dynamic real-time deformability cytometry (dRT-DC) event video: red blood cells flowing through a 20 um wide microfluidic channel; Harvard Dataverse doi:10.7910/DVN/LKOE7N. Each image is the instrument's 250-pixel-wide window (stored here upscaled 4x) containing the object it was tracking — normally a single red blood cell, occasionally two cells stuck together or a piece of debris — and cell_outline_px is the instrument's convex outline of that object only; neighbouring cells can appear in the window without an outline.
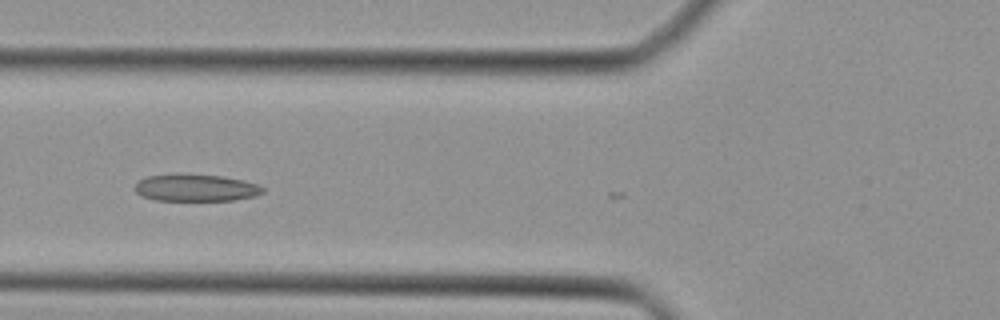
{"species": "Egyptian fruit bat (a non-hibernating species)", "species_latin": "Rousettus aegyptiacus", "temperature_condition": "cold", "stored_images_in_passage": 17, "camera_frame_rate_fps": 3000, "um_per_image_px": 0.085, "animal": {"sex": "female"}, "frame": {"image": 1, "passage_image": 16, "time_ms": 5.0, "image_size_px": [1000, 320], "cell_outline_px": [[264, 192], [256, 196], [236, 200], [156, 200], [140, 196], [136, 192], [136, 184], [140, 180], [148, 176], [220, 176], [244, 180], [256, 184], [264, 188]], "centroid_in_image_um": [16.7, 16.0], "position_along_channel_um": 109.1, "area_um2": 19.42}}